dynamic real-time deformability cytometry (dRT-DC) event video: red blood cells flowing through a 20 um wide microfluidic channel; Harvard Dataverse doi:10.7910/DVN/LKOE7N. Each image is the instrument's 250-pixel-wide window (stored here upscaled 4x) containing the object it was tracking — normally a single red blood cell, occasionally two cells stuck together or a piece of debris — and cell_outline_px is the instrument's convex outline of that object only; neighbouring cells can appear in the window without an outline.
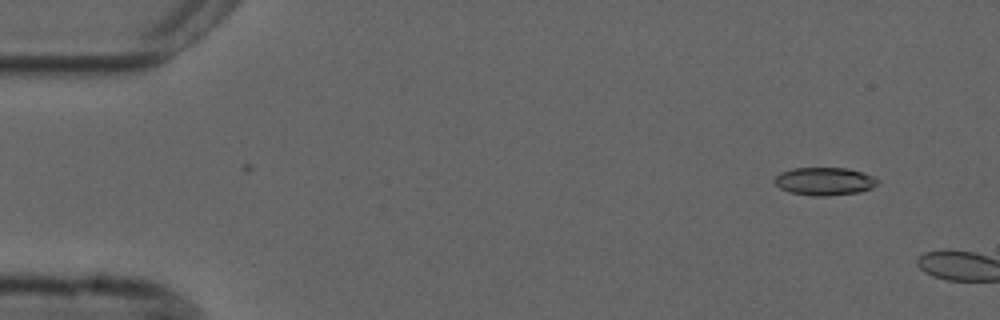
{"species": "common noctule bat (a hibernating species)", "species_latin": "Nyctalus noctula", "temperature_condition": "cold", "stored_images_in_passage": 2, "camera_frame_rate_fps": 3000, "um_per_image_px": 0.085, "animal": {"sex": "male", "forearm_length_mm": 52.5}, "frame": {"image": 1, "passage_image": 1, "time_ms": 0.0, "image_size_px": [1000, 320], "cell_outline_px": [[880, 180], [872, 188], [860, 192], [824, 196], [812, 196], [788, 192], [780, 188], [772, 180], [780, 172], [792, 168], [848, 168], [872, 176]], "centroid_in_image_um": [70.05, 15.41], "position_along_channel_um": 15.0, "area_um2": 16.82}}